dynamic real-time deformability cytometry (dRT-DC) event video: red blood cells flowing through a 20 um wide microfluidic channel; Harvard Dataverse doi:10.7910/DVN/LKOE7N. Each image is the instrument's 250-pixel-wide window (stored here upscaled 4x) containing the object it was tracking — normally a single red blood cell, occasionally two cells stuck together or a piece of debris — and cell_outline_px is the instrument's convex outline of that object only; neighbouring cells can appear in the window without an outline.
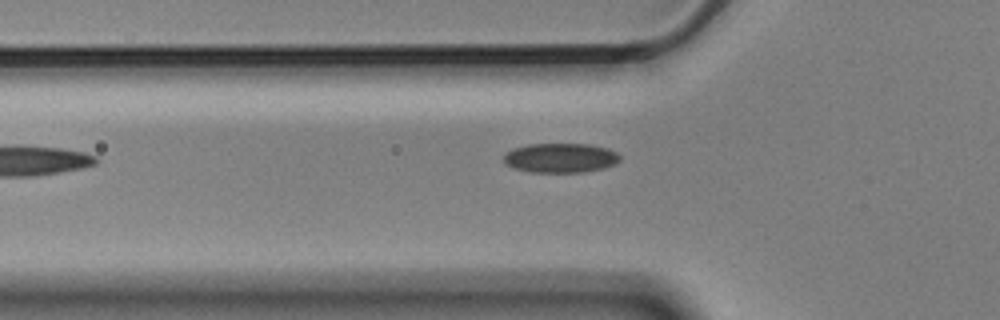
{"species": "Egyptian fruit bat (a non-hibernating species)", "species_latin": "Rousettus aegyptiacus", "temperature_condition": "cold", "stored_images_in_passage": 6, "camera_frame_rate_fps": 3000, "um_per_image_px": 0.085, "animal": {"sex": "male"}, "frame": {"image": 1, "passage_image": 6, "time_ms": 1.667, "image_size_px": [1000, 320], "cell_outline_px": [[620, 160], [616, 164], [604, 168], [584, 172], [532, 172], [516, 168], [504, 164], [504, 156], [512, 148], [528, 144], [588, 144], [608, 148], [616, 152], [620, 156]], "centroid_in_image_um": [47.67, 13.42], "position_along_channel_um": 78.1, "area_um2": 20.0}}